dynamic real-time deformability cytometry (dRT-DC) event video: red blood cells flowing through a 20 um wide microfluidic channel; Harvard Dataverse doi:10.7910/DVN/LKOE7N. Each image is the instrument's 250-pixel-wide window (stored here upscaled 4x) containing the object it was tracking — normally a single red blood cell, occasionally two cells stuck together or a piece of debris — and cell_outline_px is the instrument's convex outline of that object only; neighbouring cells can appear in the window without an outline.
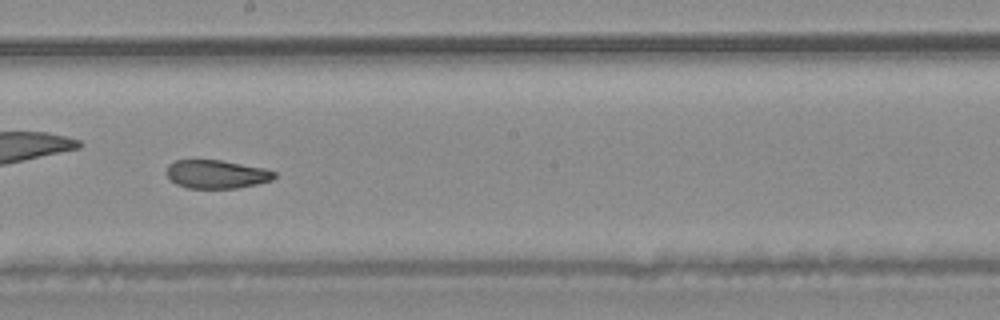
{"species": "common noctule bat (a hibernating species)", "species_latin": "Nyctalus noctula", "temperature_condition": "warm", "stored_images_in_passage": 50, "camera_frame_rate_fps": 3000, "um_per_image_px": 0.085, "animal": {"sex": "male", "body_mass_g": 20.4}, "frame": {"image": 1, "passage_image": 29, "time_ms": 9.333, "image_size_px": [1000, 320], "cell_outline_px": [[276, 176], [272, 180], [256, 184], [236, 188], [188, 188], [176, 184], [164, 172], [168, 164], [176, 160], [220, 160], [264, 168], [276, 172]], "centroid_in_image_um": [18.38, 14.8], "position_along_channel_um": 229.8, "area_um2": 17.86}, "authors_computed_cell_mechanics": {"area_um2": 20.5768, "velocity_mm_per_s": 4.1146, "shape_relaxation_time_tau1_ms": null, "shape_relaxation_time_tau2_ms": 2.2382, "deformation_change_tau1": null, "deformation_change_tau2": 0.0901}}